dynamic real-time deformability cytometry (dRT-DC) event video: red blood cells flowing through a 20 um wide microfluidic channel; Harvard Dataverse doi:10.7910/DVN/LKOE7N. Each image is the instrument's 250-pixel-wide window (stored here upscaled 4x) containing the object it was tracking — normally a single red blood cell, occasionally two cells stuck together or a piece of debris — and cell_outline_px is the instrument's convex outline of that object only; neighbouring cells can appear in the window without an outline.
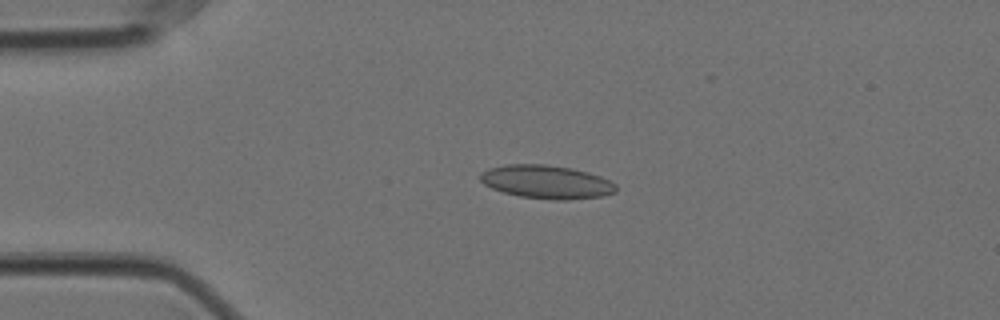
{"species": "Egyptian fruit bat (a non-hibernating species)", "species_latin": "Rousettus aegyptiacus", "temperature_condition": "cold", "stored_images_in_passage": 56, "camera_frame_rate_fps": 3000, "um_per_image_px": 0.085, "animal": {"sex": "female"}, "frame": {"image": 1, "passage_image": 12, "time_ms": 3.667, "image_size_px": [1000, 320], "cell_outline_px": [[616, 192], [604, 196], [568, 200], [556, 200], [520, 196], [504, 192], [492, 188], [484, 184], [480, 180], [480, 172], [488, 168], [504, 164], [544, 164], [572, 168], [588, 172], [600, 176], [616, 184]], "centroid_in_image_um": [46.45, 15.46], "position_along_channel_um": 38.6, "area_um2": 26.53}}
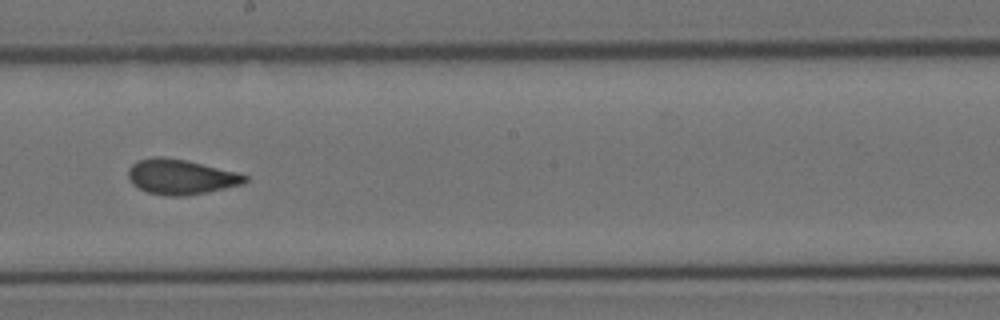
{"frame": {"image": 2, "passage_image": 31, "time_ms": 10.0, "image_size_px": [1000, 320], "cell_outline_px": [[248, 180], [244, 184], [208, 192], [184, 196], [168, 196], [148, 192], [132, 184], [128, 176], [128, 168], [132, 164], [140, 160], [152, 156], [164, 156], [188, 160], [240, 172], [248, 176]], "centroid_in_image_um": [15.41, 15.02], "position_along_channel_um": 232.8, "area_um2": 24.22}}
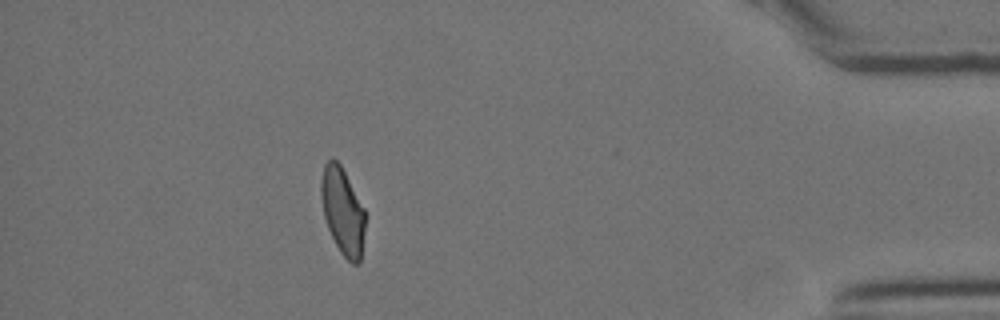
{"frame": {"image": 3, "passage_image": 50, "time_ms": 16.333, "image_size_px": [1000, 320], "cell_outline_px": [[364, 232], [360, 260], [356, 264], [352, 264], [340, 252], [328, 228], [324, 216], [320, 196], [320, 180], [324, 164], [332, 156], [340, 164], [364, 208]], "centroid_in_image_um": [29.09, 17.91], "position_along_channel_um": 406.1, "area_um2": 22.14}, "authors_computed_cell_mechanics": {"area_um2": 23.5824, "velocity_mm_per_s": 3.5319, "shape_relaxation_time_tau1_ms": null, "shape_relaxation_time_tau2_ms": 1.5828, "deformation_change_tau1": null, "deformation_change_tau2": 0.0544}}